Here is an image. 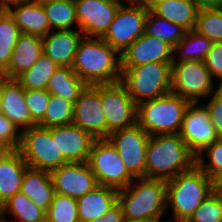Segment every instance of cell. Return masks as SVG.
<instances>
[{
    "mask_svg": "<svg viewBox=\"0 0 222 222\" xmlns=\"http://www.w3.org/2000/svg\"><path fill=\"white\" fill-rule=\"evenodd\" d=\"M55 193L78 199L97 185L88 163H68L50 172Z\"/></svg>",
    "mask_w": 222,
    "mask_h": 222,
    "instance_id": "2e32d148",
    "label": "cell"
},
{
    "mask_svg": "<svg viewBox=\"0 0 222 222\" xmlns=\"http://www.w3.org/2000/svg\"><path fill=\"white\" fill-rule=\"evenodd\" d=\"M79 31L85 37L102 38L123 3L121 0H74Z\"/></svg>",
    "mask_w": 222,
    "mask_h": 222,
    "instance_id": "4fadbf2b",
    "label": "cell"
},
{
    "mask_svg": "<svg viewBox=\"0 0 222 222\" xmlns=\"http://www.w3.org/2000/svg\"><path fill=\"white\" fill-rule=\"evenodd\" d=\"M7 11L21 33L44 37L51 31L43 5L37 0L12 5Z\"/></svg>",
    "mask_w": 222,
    "mask_h": 222,
    "instance_id": "603a6c76",
    "label": "cell"
},
{
    "mask_svg": "<svg viewBox=\"0 0 222 222\" xmlns=\"http://www.w3.org/2000/svg\"><path fill=\"white\" fill-rule=\"evenodd\" d=\"M29 167L52 172L68 164L57 146V127L32 126L21 132L18 148Z\"/></svg>",
    "mask_w": 222,
    "mask_h": 222,
    "instance_id": "52a82bcc",
    "label": "cell"
},
{
    "mask_svg": "<svg viewBox=\"0 0 222 222\" xmlns=\"http://www.w3.org/2000/svg\"><path fill=\"white\" fill-rule=\"evenodd\" d=\"M46 16L50 23L51 31L56 30H73L71 28L77 23L76 6L74 0L62 2L42 3Z\"/></svg>",
    "mask_w": 222,
    "mask_h": 222,
    "instance_id": "d6a6232c",
    "label": "cell"
},
{
    "mask_svg": "<svg viewBox=\"0 0 222 222\" xmlns=\"http://www.w3.org/2000/svg\"><path fill=\"white\" fill-rule=\"evenodd\" d=\"M119 190L97 185L92 191L76 199L80 222H89L103 216L118 203Z\"/></svg>",
    "mask_w": 222,
    "mask_h": 222,
    "instance_id": "cb8c5ba5",
    "label": "cell"
},
{
    "mask_svg": "<svg viewBox=\"0 0 222 222\" xmlns=\"http://www.w3.org/2000/svg\"><path fill=\"white\" fill-rule=\"evenodd\" d=\"M28 164L18 150H12L0 161V203L20 192Z\"/></svg>",
    "mask_w": 222,
    "mask_h": 222,
    "instance_id": "484cf974",
    "label": "cell"
},
{
    "mask_svg": "<svg viewBox=\"0 0 222 222\" xmlns=\"http://www.w3.org/2000/svg\"><path fill=\"white\" fill-rule=\"evenodd\" d=\"M171 63L153 62L121 67V82L137 105L171 92Z\"/></svg>",
    "mask_w": 222,
    "mask_h": 222,
    "instance_id": "8992f818",
    "label": "cell"
},
{
    "mask_svg": "<svg viewBox=\"0 0 222 222\" xmlns=\"http://www.w3.org/2000/svg\"><path fill=\"white\" fill-rule=\"evenodd\" d=\"M212 80L204 61L171 63V92L190 103L201 102L200 97H208L217 92Z\"/></svg>",
    "mask_w": 222,
    "mask_h": 222,
    "instance_id": "30bf717a",
    "label": "cell"
},
{
    "mask_svg": "<svg viewBox=\"0 0 222 222\" xmlns=\"http://www.w3.org/2000/svg\"><path fill=\"white\" fill-rule=\"evenodd\" d=\"M190 102L172 92L137 105V124L150 136L177 134Z\"/></svg>",
    "mask_w": 222,
    "mask_h": 222,
    "instance_id": "5b68a950",
    "label": "cell"
},
{
    "mask_svg": "<svg viewBox=\"0 0 222 222\" xmlns=\"http://www.w3.org/2000/svg\"><path fill=\"white\" fill-rule=\"evenodd\" d=\"M101 105L99 84L88 85L74 102L72 124L87 131L95 139H107V120Z\"/></svg>",
    "mask_w": 222,
    "mask_h": 222,
    "instance_id": "9a60e30c",
    "label": "cell"
},
{
    "mask_svg": "<svg viewBox=\"0 0 222 222\" xmlns=\"http://www.w3.org/2000/svg\"><path fill=\"white\" fill-rule=\"evenodd\" d=\"M212 41L194 29L186 31L184 37L174 46L173 62L204 61ZM180 53L179 58L177 54Z\"/></svg>",
    "mask_w": 222,
    "mask_h": 222,
    "instance_id": "83f0119b",
    "label": "cell"
},
{
    "mask_svg": "<svg viewBox=\"0 0 222 222\" xmlns=\"http://www.w3.org/2000/svg\"><path fill=\"white\" fill-rule=\"evenodd\" d=\"M28 1L32 0H0V10H7L12 5Z\"/></svg>",
    "mask_w": 222,
    "mask_h": 222,
    "instance_id": "f6af8a7d",
    "label": "cell"
},
{
    "mask_svg": "<svg viewBox=\"0 0 222 222\" xmlns=\"http://www.w3.org/2000/svg\"><path fill=\"white\" fill-rule=\"evenodd\" d=\"M21 32L7 10H0V74L8 67Z\"/></svg>",
    "mask_w": 222,
    "mask_h": 222,
    "instance_id": "1f68e13d",
    "label": "cell"
},
{
    "mask_svg": "<svg viewBox=\"0 0 222 222\" xmlns=\"http://www.w3.org/2000/svg\"><path fill=\"white\" fill-rule=\"evenodd\" d=\"M12 150L3 142L0 141V161L8 155Z\"/></svg>",
    "mask_w": 222,
    "mask_h": 222,
    "instance_id": "7dc6e473",
    "label": "cell"
},
{
    "mask_svg": "<svg viewBox=\"0 0 222 222\" xmlns=\"http://www.w3.org/2000/svg\"><path fill=\"white\" fill-rule=\"evenodd\" d=\"M6 213L12 214L14 221H8ZM2 218L4 222H45L46 212L35 206L24 193L18 192L2 204Z\"/></svg>",
    "mask_w": 222,
    "mask_h": 222,
    "instance_id": "f1b7e54d",
    "label": "cell"
},
{
    "mask_svg": "<svg viewBox=\"0 0 222 222\" xmlns=\"http://www.w3.org/2000/svg\"><path fill=\"white\" fill-rule=\"evenodd\" d=\"M200 7L222 8V0H198Z\"/></svg>",
    "mask_w": 222,
    "mask_h": 222,
    "instance_id": "ee69618b",
    "label": "cell"
},
{
    "mask_svg": "<svg viewBox=\"0 0 222 222\" xmlns=\"http://www.w3.org/2000/svg\"><path fill=\"white\" fill-rule=\"evenodd\" d=\"M204 105L219 138H222V97L215 92Z\"/></svg>",
    "mask_w": 222,
    "mask_h": 222,
    "instance_id": "b9f144b4",
    "label": "cell"
},
{
    "mask_svg": "<svg viewBox=\"0 0 222 222\" xmlns=\"http://www.w3.org/2000/svg\"><path fill=\"white\" fill-rule=\"evenodd\" d=\"M39 3L62 2L67 0H37Z\"/></svg>",
    "mask_w": 222,
    "mask_h": 222,
    "instance_id": "c3c4849f",
    "label": "cell"
},
{
    "mask_svg": "<svg viewBox=\"0 0 222 222\" xmlns=\"http://www.w3.org/2000/svg\"><path fill=\"white\" fill-rule=\"evenodd\" d=\"M99 95L107 120V137L114 131L137 124V104L121 81L99 84Z\"/></svg>",
    "mask_w": 222,
    "mask_h": 222,
    "instance_id": "8fae6325",
    "label": "cell"
},
{
    "mask_svg": "<svg viewBox=\"0 0 222 222\" xmlns=\"http://www.w3.org/2000/svg\"><path fill=\"white\" fill-rule=\"evenodd\" d=\"M173 47L154 36L143 34L121 54V67L153 62H173Z\"/></svg>",
    "mask_w": 222,
    "mask_h": 222,
    "instance_id": "e0dca14e",
    "label": "cell"
},
{
    "mask_svg": "<svg viewBox=\"0 0 222 222\" xmlns=\"http://www.w3.org/2000/svg\"><path fill=\"white\" fill-rule=\"evenodd\" d=\"M1 114H4L22 132L36 124L25 104V89L16 79L0 76Z\"/></svg>",
    "mask_w": 222,
    "mask_h": 222,
    "instance_id": "ac0fdd59",
    "label": "cell"
},
{
    "mask_svg": "<svg viewBox=\"0 0 222 222\" xmlns=\"http://www.w3.org/2000/svg\"><path fill=\"white\" fill-rule=\"evenodd\" d=\"M0 141L11 150H18L21 142V131L4 114L0 113Z\"/></svg>",
    "mask_w": 222,
    "mask_h": 222,
    "instance_id": "ab89813d",
    "label": "cell"
},
{
    "mask_svg": "<svg viewBox=\"0 0 222 222\" xmlns=\"http://www.w3.org/2000/svg\"><path fill=\"white\" fill-rule=\"evenodd\" d=\"M88 85L80 79L72 67H58L50 78L46 90L66 100L75 102Z\"/></svg>",
    "mask_w": 222,
    "mask_h": 222,
    "instance_id": "4316f807",
    "label": "cell"
},
{
    "mask_svg": "<svg viewBox=\"0 0 222 222\" xmlns=\"http://www.w3.org/2000/svg\"><path fill=\"white\" fill-rule=\"evenodd\" d=\"M74 117V103L51 94L44 120L39 126L45 128L70 125Z\"/></svg>",
    "mask_w": 222,
    "mask_h": 222,
    "instance_id": "836d02e7",
    "label": "cell"
},
{
    "mask_svg": "<svg viewBox=\"0 0 222 222\" xmlns=\"http://www.w3.org/2000/svg\"><path fill=\"white\" fill-rule=\"evenodd\" d=\"M46 221L80 222L76 199L55 193L53 201L46 212Z\"/></svg>",
    "mask_w": 222,
    "mask_h": 222,
    "instance_id": "d590c367",
    "label": "cell"
},
{
    "mask_svg": "<svg viewBox=\"0 0 222 222\" xmlns=\"http://www.w3.org/2000/svg\"><path fill=\"white\" fill-rule=\"evenodd\" d=\"M194 30L212 42H222V8L200 7Z\"/></svg>",
    "mask_w": 222,
    "mask_h": 222,
    "instance_id": "e575fe53",
    "label": "cell"
},
{
    "mask_svg": "<svg viewBox=\"0 0 222 222\" xmlns=\"http://www.w3.org/2000/svg\"><path fill=\"white\" fill-rule=\"evenodd\" d=\"M213 191V180L195 164L166 181V208L173 209V219L187 222Z\"/></svg>",
    "mask_w": 222,
    "mask_h": 222,
    "instance_id": "277c9868",
    "label": "cell"
},
{
    "mask_svg": "<svg viewBox=\"0 0 222 222\" xmlns=\"http://www.w3.org/2000/svg\"><path fill=\"white\" fill-rule=\"evenodd\" d=\"M0 218H2V204L0 203Z\"/></svg>",
    "mask_w": 222,
    "mask_h": 222,
    "instance_id": "816d5d0a",
    "label": "cell"
},
{
    "mask_svg": "<svg viewBox=\"0 0 222 222\" xmlns=\"http://www.w3.org/2000/svg\"><path fill=\"white\" fill-rule=\"evenodd\" d=\"M20 192L35 206L47 212L55 194L50 172L28 167L22 179Z\"/></svg>",
    "mask_w": 222,
    "mask_h": 222,
    "instance_id": "d4e9b609",
    "label": "cell"
},
{
    "mask_svg": "<svg viewBox=\"0 0 222 222\" xmlns=\"http://www.w3.org/2000/svg\"><path fill=\"white\" fill-rule=\"evenodd\" d=\"M93 138L73 124L57 126V146L68 163H87Z\"/></svg>",
    "mask_w": 222,
    "mask_h": 222,
    "instance_id": "ffe728a7",
    "label": "cell"
},
{
    "mask_svg": "<svg viewBox=\"0 0 222 222\" xmlns=\"http://www.w3.org/2000/svg\"><path fill=\"white\" fill-rule=\"evenodd\" d=\"M73 71L87 85L121 81V54L102 38L80 40L72 65Z\"/></svg>",
    "mask_w": 222,
    "mask_h": 222,
    "instance_id": "6da1fadb",
    "label": "cell"
},
{
    "mask_svg": "<svg viewBox=\"0 0 222 222\" xmlns=\"http://www.w3.org/2000/svg\"><path fill=\"white\" fill-rule=\"evenodd\" d=\"M148 5L155 15L180 25L186 31L195 28L200 9L198 0H150Z\"/></svg>",
    "mask_w": 222,
    "mask_h": 222,
    "instance_id": "7402d4cb",
    "label": "cell"
},
{
    "mask_svg": "<svg viewBox=\"0 0 222 222\" xmlns=\"http://www.w3.org/2000/svg\"><path fill=\"white\" fill-rule=\"evenodd\" d=\"M195 163L196 157L179 133L150 136L146 147V178L167 181L190 170Z\"/></svg>",
    "mask_w": 222,
    "mask_h": 222,
    "instance_id": "7a4b0ae2",
    "label": "cell"
},
{
    "mask_svg": "<svg viewBox=\"0 0 222 222\" xmlns=\"http://www.w3.org/2000/svg\"><path fill=\"white\" fill-rule=\"evenodd\" d=\"M210 162H205L203 154ZM212 180L222 173V138H218L211 145H208L197 157L195 163Z\"/></svg>",
    "mask_w": 222,
    "mask_h": 222,
    "instance_id": "8d00e7d4",
    "label": "cell"
},
{
    "mask_svg": "<svg viewBox=\"0 0 222 222\" xmlns=\"http://www.w3.org/2000/svg\"><path fill=\"white\" fill-rule=\"evenodd\" d=\"M124 222H148V221H129V220H125Z\"/></svg>",
    "mask_w": 222,
    "mask_h": 222,
    "instance_id": "f5cc1de1",
    "label": "cell"
},
{
    "mask_svg": "<svg viewBox=\"0 0 222 222\" xmlns=\"http://www.w3.org/2000/svg\"><path fill=\"white\" fill-rule=\"evenodd\" d=\"M150 135L138 124L114 131L107 139L135 178H146V147Z\"/></svg>",
    "mask_w": 222,
    "mask_h": 222,
    "instance_id": "7c38bea8",
    "label": "cell"
},
{
    "mask_svg": "<svg viewBox=\"0 0 222 222\" xmlns=\"http://www.w3.org/2000/svg\"><path fill=\"white\" fill-rule=\"evenodd\" d=\"M144 33L174 46L184 37L186 30L164 18L155 15L150 9L145 20Z\"/></svg>",
    "mask_w": 222,
    "mask_h": 222,
    "instance_id": "4dcf8cb0",
    "label": "cell"
},
{
    "mask_svg": "<svg viewBox=\"0 0 222 222\" xmlns=\"http://www.w3.org/2000/svg\"><path fill=\"white\" fill-rule=\"evenodd\" d=\"M214 192L222 195V173L213 180Z\"/></svg>",
    "mask_w": 222,
    "mask_h": 222,
    "instance_id": "bcb514c9",
    "label": "cell"
},
{
    "mask_svg": "<svg viewBox=\"0 0 222 222\" xmlns=\"http://www.w3.org/2000/svg\"><path fill=\"white\" fill-rule=\"evenodd\" d=\"M83 34L79 30H52L42 37L43 54L57 66L72 67Z\"/></svg>",
    "mask_w": 222,
    "mask_h": 222,
    "instance_id": "d6986e66",
    "label": "cell"
},
{
    "mask_svg": "<svg viewBox=\"0 0 222 222\" xmlns=\"http://www.w3.org/2000/svg\"><path fill=\"white\" fill-rule=\"evenodd\" d=\"M209 73L212 78L219 79L222 82V42H213L204 60Z\"/></svg>",
    "mask_w": 222,
    "mask_h": 222,
    "instance_id": "60d3db41",
    "label": "cell"
},
{
    "mask_svg": "<svg viewBox=\"0 0 222 222\" xmlns=\"http://www.w3.org/2000/svg\"><path fill=\"white\" fill-rule=\"evenodd\" d=\"M124 215L121 206L117 203L103 216L97 217L89 222H124Z\"/></svg>",
    "mask_w": 222,
    "mask_h": 222,
    "instance_id": "7bdbcfd3",
    "label": "cell"
},
{
    "mask_svg": "<svg viewBox=\"0 0 222 222\" xmlns=\"http://www.w3.org/2000/svg\"><path fill=\"white\" fill-rule=\"evenodd\" d=\"M216 89H217V93L222 97V82L217 83Z\"/></svg>",
    "mask_w": 222,
    "mask_h": 222,
    "instance_id": "681fc988",
    "label": "cell"
},
{
    "mask_svg": "<svg viewBox=\"0 0 222 222\" xmlns=\"http://www.w3.org/2000/svg\"><path fill=\"white\" fill-rule=\"evenodd\" d=\"M222 221V195L212 192L194 211L187 222Z\"/></svg>",
    "mask_w": 222,
    "mask_h": 222,
    "instance_id": "74e56055",
    "label": "cell"
},
{
    "mask_svg": "<svg viewBox=\"0 0 222 222\" xmlns=\"http://www.w3.org/2000/svg\"><path fill=\"white\" fill-rule=\"evenodd\" d=\"M118 204L125 220L155 222L162 219L167 209L166 181L135 178L126 188L119 190Z\"/></svg>",
    "mask_w": 222,
    "mask_h": 222,
    "instance_id": "3957f363",
    "label": "cell"
},
{
    "mask_svg": "<svg viewBox=\"0 0 222 222\" xmlns=\"http://www.w3.org/2000/svg\"><path fill=\"white\" fill-rule=\"evenodd\" d=\"M122 3L102 39L122 54L144 34L149 5L142 0H126Z\"/></svg>",
    "mask_w": 222,
    "mask_h": 222,
    "instance_id": "ba28073f",
    "label": "cell"
},
{
    "mask_svg": "<svg viewBox=\"0 0 222 222\" xmlns=\"http://www.w3.org/2000/svg\"><path fill=\"white\" fill-rule=\"evenodd\" d=\"M50 95L47 90H25V104L36 125L44 120Z\"/></svg>",
    "mask_w": 222,
    "mask_h": 222,
    "instance_id": "f35d334b",
    "label": "cell"
},
{
    "mask_svg": "<svg viewBox=\"0 0 222 222\" xmlns=\"http://www.w3.org/2000/svg\"><path fill=\"white\" fill-rule=\"evenodd\" d=\"M155 222H164V221H161V219H159V220H157ZM165 222H182V221H178L176 219H172L171 221L170 220H168V221L165 220Z\"/></svg>",
    "mask_w": 222,
    "mask_h": 222,
    "instance_id": "f907efd6",
    "label": "cell"
},
{
    "mask_svg": "<svg viewBox=\"0 0 222 222\" xmlns=\"http://www.w3.org/2000/svg\"><path fill=\"white\" fill-rule=\"evenodd\" d=\"M179 135L195 157L219 138L205 106H199V102L188 105Z\"/></svg>",
    "mask_w": 222,
    "mask_h": 222,
    "instance_id": "5bb4252c",
    "label": "cell"
},
{
    "mask_svg": "<svg viewBox=\"0 0 222 222\" xmlns=\"http://www.w3.org/2000/svg\"><path fill=\"white\" fill-rule=\"evenodd\" d=\"M42 55V37L21 33L11 54L9 65L0 76L16 79L29 70Z\"/></svg>",
    "mask_w": 222,
    "mask_h": 222,
    "instance_id": "44dd1931",
    "label": "cell"
},
{
    "mask_svg": "<svg viewBox=\"0 0 222 222\" xmlns=\"http://www.w3.org/2000/svg\"><path fill=\"white\" fill-rule=\"evenodd\" d=\"M58 67L53 60L43 54L29 70L23 72L16 80L25 90H46L50 78Z\"/></svg>",
    "mask_w": 222,
    "mask_h": 222,
    "instance_id": "f546056e",
    "label": "cell"
},
{
    "mask_svg": "<svg viewBox=\"0 0 222 222\" xmlns=\"http://www.w3.org/2000/svg\"><path fill=\"white\" fill-rule=\"evenodd\" d=\"M87 163L98 185L121 190L135 179L108 139L94 140Z\"/></svg>",
    "mask_w": 222,
    "mask_h": 222,
    "instance_id": "9c48e42d",
    "label": "cell"
}]
</instances>
